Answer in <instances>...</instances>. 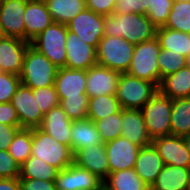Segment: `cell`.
Masks as SVG:
<instances>
[{
    "instance_id": "cell-7",
    "label": "cell",
    "mask_w": 190,
    "mask_h": 190,
    "mask_svg": "<svg viewBox=\"0 0 190 190\" xmlns=\"http://www.w3.org/2000/svg\"><path fill=\"white\" fill-rule=\"evenodd\" d=\"M158 90L154 83L122 73L115 95L122 109H141Z\"/></svg>"
},
{
    "instance_id": "cell-41",
    "label": "cell",
    "mask_w": 190,
    "mask_h": 190,
    "mask_svg": "<svg viewBox=\"0 0 190 190\" xmlns=\"http://www.w3.org/2000/svg\"><path fill=\"white\" fill-rule=\"evenodd\" d=\"M20 165L7 150H0V178H19Z\"/></svg>"
},
{
    "instance_id": "cell-42",
    "label": "cell",
    "mask_w": 190,
    "mask_h": 190,
    "mask_svg": "<svg viewBox=\"0 0 190 190\" xmlns=\"http://www.w3.org/2000/svg\"><path fill=\"white\" fill-rule=\"evenodd\" d=\"M146 12H147V0H115L114 13L146 14Z\"/></svg>"
},
{
    "instance_id": "cell-5",
    "label": "cell",
    "mask_w": 190,
    "mask_h": 190,
    "mask_svg": "<svg viewBox=\"0 0 190 190\" xmlns=\"http://www.w3.org/2000/svg\"><path fill=\"white\" fill-rule=\"evenodd\" d=\"M141 111L152 140L171 135L172 99L158 90L141 108Z\"/></svg>"
},
{
    "instance_id": "cell-3",
    "label": "cell",
    "mask_w": 190,
    "mask_h": 190,
    "mask_svg": "<svg viewBox=\"0 0 190 190\" xmlns=\"http://www.w3.org/2000/svg\"><path fill=\"white\" fill-rule=\"evenodd\" d=\"M31 156L40 158L59 170L69 167L74 162L71 148L59 143L40 128L32 129Z\"/></svg>"
},
{
    "instance_id": "cell-34",
    "label": "cell",
    "mask_w": 190,
    "mask_h": 190,
    "mask_svg": "<svg viewBox=\"0 0 190 190\" xmlns=\"http://www.w3.org/2000/svg\"><path fill=\"white\" fill-rule=\"evenodd\" d=\"M32 147V129L21 128L13 137L8 152L21 166L30 156Z\"/></svg>"
},
{
    "instance_id": "cell-48",
    "label": "cell",
    "mask_w": 190,
    "mask_h": 190,
    "mask_svg": "<svg viewBox=\"0 0 190 190\" xmlns=\"http://www.w3.org/2000/svg\"><path fill=\"white\" fill-rule=\"evenodd\" d=\"M182 138L184 140L185 147H186L187 151L190 154V133H188L187 135L183 136Z\"/></svg>"
},
{
    "instance_id": "cell-45",
    "label": "cell",
    "mask_w": 190,
    "mask_h": 190,
    "mask_svg": "<svg viewBox=\"0 0 190 190\" xmlns=\"http://www.w3.org/2000/svg\"><path fill=\"white\" fill-rule=\"evenodd\" d=\"M0 123L20 127L16 110L11 103H0Z\"/></svg>"
},
{
    "instance_id": "cell-18",
    "label": "cell",
    "mask_w": 190,
    "mask_h": 190,
    "mask_svg": "<svg viewBox=\"0 0 190 190\" xmlns=\"http://www.w3.org/2000/svg\"><path fill=\"white\" fill-rule=\"evenodd\" d=\"M74 163L96 174L103 181L110 174L105 143L93 144L74 154Z\"/></svg>"
},
{
    "instance_id": "cell-36",
    "label": "cell",
    "mask_w": 190,
    "mask_h": 190,
    "mask_svg": "<svg viewBox=\"0 0 190 190\" xmlns=\"http://www.w3.org/2000/svg\"><path fill=\"white\" fill-rule=\"evenodd\" d=\"M103 143H107L121 136L122 109L105 118L94 122Z\"/></svg>"
},
{
    "instance_id": "cell-2",
    "label": "cell",
    "mask_w": 190,
    "mask_h": 190,
    "mask_svg": "<svg viewBox=\"0 0 190 190\" xmlns=\"http://www.w3.org/2000/svg\"><path fill=\"white\" fill-rule=\"evenodd\" d=\"M57 70L58 67L30 45L25 53L22 70L19 75L21 84L31 89L52 86L54 85Z\"/></svg>"
},
{
    "instance_id": "cell-33",
    "label": "cell",
    "mask_w": 190,
    "mask_h": 190,
    "mask_svg": "<svg viewBox=\"0 0 190 190\" xmlns=\"http://www.w3.org/2000/svg\"><path fill=\"white\" fill-rule=\"evenodd\" d=\"M163 27L190 33V1L174 0L168 19Z\"/></svg>"
},
{
    "instance_id": "cell-20",
    "label": "cell",
    "mask_w": 190,
    "mask_h": 190,
    "mask_svg": "<svg viewBox=\"0 0 190 190\" xmlns=\"http://www.w3.org/2000/svg\"><path fill=\"white\" fill-rule=\"evenodd\" d=\"M25 23V41L31 42L54 21L44 1L29 0L23 16Z\"/></svg>"
},
{
    "instance_id": "cell-40",
    "label": "cell",
    "mask_w": 190,
    "mask_h": 190,
    "mask_svg": "<svg viewBox=\"0 0 190 190\" xmlns=\"http://www.w3.org/2000/svg\"><path fill=\"white\" fill-rule=\"evenodd\" d=\"M20 84L19 75L0 71V103H10Z\"/></svg>"
},
{
    "instance_id": "cell-47",
    "label": "cell",
    "mask_w": 190,
    "mask_h": 190,
    "mask_svg": "<svg viewBox=\"0 0 190 190\" xmlns=\"http://www.w3.org/2000/svg\"><path fill=\"white\" fill-rule=\"evenodd\" d=\"M0 190H20L19 178H0Z\"/></svg>"
},
{
    "instance_id": "cell-32",
    "label": "cell",
    "mask_w": 190,
    "mask_h": 190,
    "mask_svg": "<svg viewBox=\"0 0 190 190\" xmlns=\"http://www.w3.org/2000/svg\"><path fill=\"white\" fill-rule=\"evenodd\" d=\"M115 94L89 98L87 118L93 122L115 114L121 110Z\"/></svg>"
},
{
    "instance_id": "cell-1",
    "label": "cell",
    "mask_w": 190,
    "mask_h": 190,
    "mask_svg": "<svg viewBox=\"0 0 190 190\" xmlns=\"http://www.w3.org/2000/svg\"><path fill=\"white\" fill-rule=\"evenodd\" d=\"M104 36L126 39L133 45L152 40L156 37L157 27L146 14L127 13L103 16Z\"/></svg>"
},
{
    "instance_id": "cell-28",
    "label": "cell",
    "mask_w": 190,
    "mask_h": 190,
    "mask_svg": "<svg viewBox=\"0 0 190 190\" xmlns=\"http://www.w3.org/2000/svg\"><path fill=\"white\" fill-rule=\"evenodd\" d=\"M103 190H150L134 169L112 172L103 181Z\"/></svg>"
},
{
    "instance_id": "cell-10",
    "label": "cell",
    "mask_w": 190,
    "mask_h": 190,
    "mask_svg": "<svg viewBox=\"0 0 190 190\" xmlns=\"http://www.w3.org/2000/svg\"><path fill=\"white\" fill-rule=\"evenodd\" d=\"M57 190H103V180L74 162L59 170L55 179Z\"/></svg>"
},
{
    "instance_id": "cell-21",
    "label": "cell",
    "mask_w": 190,
    "mask_h": 190,
    "mask_svg": "<svg viewBox=\"0 0 190 190\" xmlns=\"http://www.w3.org/2000/svg\"><path fill=\"white\" fill-rule=\"evenodd\" d=\"M121 136L140 147L152 144L141 109H122Z\"/></svg>"
},
{
    "instance_id": "cell-9",
    "label": "cell",
    "mask_w": 190,
    "mask_h": 190,
    "mask_svg": "<svg viewBox=\"0 0 190 190\" xmlns=\"http://www.w3.org/2000/svg\"><path fill=\"white\" fill-rule=\"evenodd\" d=\"M10 103L16 110L21 128L34 129L41 126L44 114L33 96V89L20 84Z\"/></svg>"
},
{
    "instance_id": "cell-16",
    "label": "cell",
    "mask_w": 190,
    "mask_h": 190,
    "mask_svg": "<svg viewBox=\"0 0 190 190\" xmlns=\"http://www.w3.org/2000/svg\"><path fill=\"white\" fill-rule=\"evenodd\" d=\"M30 42L4 36L0 41V71L20 75Z\"/></svg>"
},
{
    "instance_id": "cell-11",
    "label": "cell",
    "mask_w": 190,
    "mask_h": 190,
    "mask_svg": "<svg viewBox=\"0 0 190 190\" xmlns=\"http://www.w3.org/2000/svg\"><path fill=\"white\" fill-rule=\"evenodd\" d=\"M67 27L69 31L77 34L85 43L95 48L104 36L103 15L97 14L88 8L82 10L69 21Z\"/></svg>"
},
{
    "instance_id": "cell-15",
    "label": "cell",
    "mask_w": 190,
    "mask_h": 190,
    "mask_svg": "<svg viewBox=\"0 0 190 190\" xmlns=\"http://www.w3.org/2000/svg\"><path fill=\"white\" fill-rule=\"evenodd\" d=\"M120 73L98 64L86 70V94L89 98L116 94Z\"/></svg>"
},
{
    "instance_id": "cell-23",
    "label": "cell",
    "mask_w": 190,
    "mask_h": 190,
    "mask_svg": "<svg viewBox=\"0 0 190 190\" xmlns=\"http://www.w3.org/2000/svg\"><path fill=\"white\" fill-rule=\"evenodd\" d=\"M71 124L72 121L58 105L44 114L43 122L39 128L52 136L59 143L70 147Z\"/></svg>"
},
{
    "instance_id": "cell-22",
    "label": "cell",
    "mask_w": 190,
    "mask_h": 190,
    "mask_svg": "<svg viewBox=\"0 0 190 190\" xmlns=\"http://www.w3.org/2000/svg\"><path fill=\"white\" fill-rule=\"evenodd\" d=\"M163 166V160L157 149L150 144L140 148L134 170L139 178L151 187Z\"/></svg>"
},
{
    "instance_id": "cell-44",
    "label": "cell",
    "mask_w": 190,
    "mask_h": 190,
    "mask_svg": "<svg viewBox=\"0 0 190 190\" xmlns=\"http://www.w3.org/2000/svg\"><path fill=\"white\" fill-rule=\"evenodd\" d=\"M86 8L100 15H110L114 13L115 0H85Z\"/></svg>"
},
{
    "instance_id": "cell-31",
    "label": "cell",
    "mask_w": 190,
    "mask_h": 190,
    "mask_svg": "<svg viewBox=\"0 0 190 190\" xmlns=\"http://www.w3.org/2000/svg\"><path fill=\"white\" fill-rule=\"evenodd\" d=\"M59 169L40 158L30 156L21 166L19 179L55 181Z\"/></svg>"
},
{
    "instance_id": "cell-25",
    "label": "cell",
    "mask_w": 190,
    "mask_h": 190,
    "mask_svg": "<svg viewBox=\"0 0 190 190\" xmlns=\"http://www.w3.org/2000/svg\"><path fill=\"white\" fill-rule=\"evenodd\" d=\"M158 89L172 100L190 98V64L164 77Z\"/></svg>"
},
{
    "instance_id": "cell-39",
    "label": "cell",
    "mask_w": 190,
    "mask_h": 190,
    "mask_svg": "<svg viewBox=\"0 0 190 190\" xmlns=\"http://www.w3.org/2000/svg\"><path fill=\"white\" fill-rule=\"evenodd\" d=\"M33 96L36 97L38 107L43 114L59 105L60 100L54 85L33 89Z\"/></svg>"
},
{
    "instance_id": "cell-8",
    "label": "cell",
    "mask_w": 190,
    "mask_h": 190,
    "mask_svg": "<svg viewBox=\"0 0 190 190\" xmlns=\"http://www.w3.org/2000/svg\"><path fill=\"white\" fill-rule=\"evenodd\" d=\"M160 50L161 47L156 37L135 45L127 74L154 83L159 88L157 58Z\"/></svg>"
},
{
    "instance_id": "cell-17",
    "label": "cell",
    "mask_w": 190,
    "mask_h": 190,
    "mask_svg": "<svg viewBox=\"0 0 190 190\" xmlns=\"http://www.w3.org/2000/svg\"><path fill=\"white\" fill-rule=\"evenodd\" d=\"M163 163L167 165L190 168V154L187 151L184 140L179 136H164L152 140Z\"/></svg>"
},
{
    "instance_id": "cell-13",
    "label": "cell",
    "mask_w": 190,
    "mask_h": 190,
    "mask_svg": "<svg viewBox=\"0 0 190 190\" xmlns=\"http://www.w3.org/2000/svg\"><path fill=\"white\" fill-rule=\"evenodd\" d=\"M110 173L134 169L140 146L133 144L125 137H118L105 143Z\"/></svg>"
},
{
    "instance_id": "cell-27",
    "label": "cell",
    "mask_w": 190,
    "mask_h": 190,
    "mask_svg": "<svg viewBox=\"0 0 190 190\" xmlns=\"http://www.w3.org/2000/svg\"><path fill=\"white\" fill-rule=\"evenodd\" d=\"M156 38L159 41L161 49H168L170 52L179 53L186 59H189L190 33L159 27L156 31Z\"/></svg>"
},
{
    "instance_id": "cell-29",
    "label": "cell",
    "mask_w": 190,
    "mask_h": 190,
    "mask_svg": "<svg viewBox=\"0 0 190 190\" xmlns=\"http://www.w3.org/2000/svg\"><path fill=\"white\" fill-rule=\"evenodd\" d=\"M55 23L67 24L86 8L85 0H44Z\"/></svg>"
},
{
    "instance_id": "cell-37",
    "label": "cell",
    "mask_w": 190,
    "mask_h": 190,
    "mask_svg": "<svg viewBox=\"0 0 190 190\" xmlns=\"http://www.w3.org/2000/svg\"><path fill=\"white\" fill-rule=\"evenodd\" d=\"M59 106L67 114L71 121L87 119L89 97L87 95H80L74 98H59Z\"/></svg>"
},
{
    "instance_id": "cell-30",
    "label": "cell",
    "mask_w": 190,
    "mask_h": 190,
    "mask_svg": "<svg viewBox=\"0 0 190 190\" xmlns=\"http://www.w3.org/2000/svg\"><path fill=\"white\" fill-rule=\"evenodd\" d=\"M190 133V98L172 100L171 135L183 137Z\"/></svg>"
},
{
    "instance_id": "cell-43",
    "label": "cell",
    "mask_w": 190,
    "mask_h": 190,
    "mask_svg": "<svg viewBox=\"0 0 190 190\" xmlns=\"http://www.w3.org/2000/svg\"><path fill=\"white\" fill-rule=\"evenodd\" d=\"M20 190H57L55 181L19 179Z\"/></svg>"
},
{
    "instance_id": "cell-38",
    "label": "cell",
    "mask_w": 190,
    "mask_h": 190,
    "mask_svg": "<svg viewBox=\"0 0 190 190\" xmlns=\"http://www.w3.org/2000/svg\"><path fill=\"white\" fill-rule=\"evenodd\" d=\"M174 0H147L146 16L157 27H163L168 19Z\"/></svg>"
},
{
    "instance_id": "cell-14",
    "label": "cell",
    "mask_w": 190,
    "mask_h": 190,
    "mask_svg": "<svg viewBox=\"0 0 190 190\" xmlns=\"http://www.w3.org/2000/svg\"><path fill=\"white\" fill-rule=\"evenodd\" d=\"M66 67L88 70L97 64L96 48L85 43L79 36L68 30L66 42Z\"/></svg>"
},
{
    "instance_id": "cell-24",
    "label": "cell",
    "mask_w": 190,
    "mask_h": 190,
    "mask_svg": "<svg viewBox=\"0 0 190 190\" xmlns=\"http://www.w3.org/2000/svg\"><path fill=\"white\" fill-rule=\"evenodd\" d=\"M150 190H190V168L164 164Z\"/></svg>"
},
{
    "instance_id": "cell-35",
    "label": "cell",
    "mask_w": 190,
    "mask_h": 190,
    "mask_svg": "<svg viewBox=\"0 0 190 190\" xmlns=\"http://www.w3.org/2000/svg\"><path fill=\"white\" fill-rule=\"evenodd\" d=\"M159 69V86L164 77L175 73L188 64V59L181 54L170 52L168 49H161L157 58Z\"/></svg>"
},
{
    "instance_id": "cell-26",
    "label": "cell",
    "mask_w": 190,
    "mask_h": 190,
    "mask_svg": "<svg viewBox=\"0 0 190 190\" xmlns=\"http://www.w3.org/2000/svg\"><path fill=\"white\" fill-rule=\"evenodd\" d=\"M103 143L95 123L90 119L72 121L70 148L75 154L78 150L93 144Z\"/></svg>"
},
{
    "instance_id": "cell-19",
    "label": "cell",
    "mask_w": 190,
    "mask_h": 190,
    "mask_svg": "<svg viewBox=\"0 0 190 190\" xmlns=\"http://www.w3.org/2000/svg\"><path fill=\"white\" fill-rule=\"evenodd\" d=\"M86 70L58 68L54 86L59 98H74L86 94Z\"/></svg>"
},
{
    "instance_id": "cell-49",
    "label": "cell",
    "mask_w": 190,
    "mask_h": 190,
    "mask_svg": "<svg viewBox=\"0 0 190 190\" xmlns=\"http://www.w3.org/2000/svg\"><path fill=\"white\" fill-rule=\"evenodd\" d=\"M3 37H4L3 34H0V41H1V39H2Z\"/></svg>"
},
{
    "instance_id": "cell-6",
    "label": "cell",
    "mask_w": 190,
    "mask_h": 190,
    "mask_svg": "<svg viewBox=\"0 0 190 190\" xmlns=\"http://www.w3.org/2000/svg\"><path fill=\"white\" fill-rule=\"evenodd\" d=\"M67 24L53 22L30 43L33 48L47 57L56 67H66Z\"/></svg>"
},
{
    "instance_id": "cell-46",
    "label": "cell",
    "mask_w": 190,
    "mask_h": 190,
    "mask_svg": "<svg viewBox=\"0 0 190 190\" xmlns=\"http://www.w3.org/2000/svg\"><path fill=\"white\" fill-rule=\"evenodd\" d=\"M21 127L0 123V150H8L13 137Z\"/></svg>"
},
{
    "instance_id": "cell-12",
    "label": "cell",
    "mask_w": 190,
    "mask_h": 190,
    "mask_svg": "<svg viewBox=\"0 0 190 190\" xmlns=\"http://www.w3.org/2000/svg\"><path fill=\"white\" fill-rule=\"evenodd\" d=\"M29 0H5L0 5V28L3 36L25 41L23 16Z\"/></svg>"
},
{
    "instance_id": "cell-4",
    "label": "cell",
    "mask_w": 190,
    "mask_h": 190,
    "mask_svg": "<svg viewBox=\"0 0 190 190\" xmlns=\"http://www.w3.org/2000/svg\"><path fill=\"white\" fill-rule=\"evenodd\" d=\"M134 47L122 37L103 36L96 48L97 64L120 74L127 73Z\"/></svg>"
}]
</instances>
